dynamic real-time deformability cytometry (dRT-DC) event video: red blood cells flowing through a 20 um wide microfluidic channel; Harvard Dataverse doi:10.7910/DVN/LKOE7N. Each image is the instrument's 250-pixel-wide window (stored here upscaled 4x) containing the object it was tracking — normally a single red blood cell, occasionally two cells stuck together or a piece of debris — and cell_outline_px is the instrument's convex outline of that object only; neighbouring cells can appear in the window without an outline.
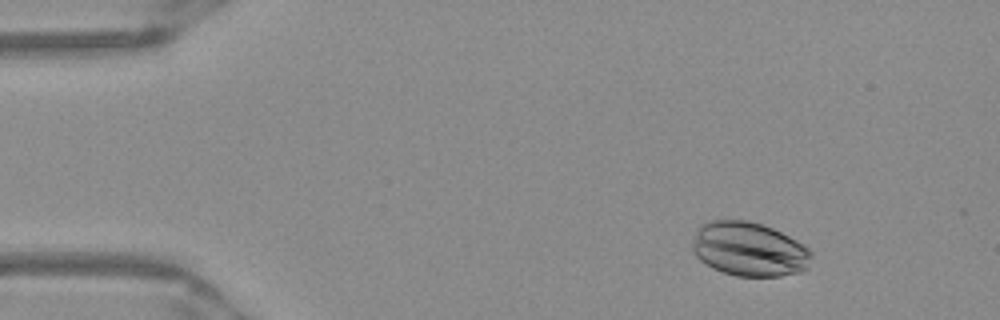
{"species": "Egyptian fruit bat (a non-hibernating species)", "species_latin": "Rousettus aegyptiacus", "temperature_condition": "warm", "stored_images_in_passage": 16, "camera_frame_rate_fps": 3000, "um_per_image_px": 0.085, "frame": {"image": 1, "passage_image": 6, "time_ms": 1.667, "image_size_px": [1000, 320], "cell_outline_px": [[812, 256], [808, 268], [800, 272], [780, 276], [736, 276], [712, 268], [700, 260], [692, 252], [692, 244], [696, 228], [700, 224], [708, 220], [748, 220], [764, 224], [804, 244], [812, 252]], "centroid_in_image_um": [63.66, 21.17], "position_along_channel_um": 21.3, "area_um2": 37.97}}